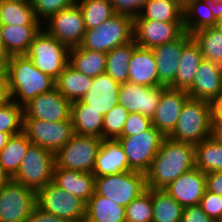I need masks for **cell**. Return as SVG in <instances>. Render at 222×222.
Masks as SVG:
<instances>
[{"instance_id":"obj_44","label":"cell","mask_w":222,"mask_h":222,"mask_svg":"<svg viewBox=\"0 0 222 222\" xmlns=\"http://www.w3.org/2000/svg\"><path fill=\"white\" fill-rule=\"evenodd\" d=\"M153 126L152 119L137 112H130L121 136L138 135Z\"/></svg>"},{"instance_id":"obj_59","label":"cell","mask_w":222,"mask_h":222,"mask_svg":"<svg viewBox=\"0 0 222 222\" xmlns=\"http://www.w3.org/2000/svg\"><path fill=\"white\" fill-rule=\"evenodd\" d=\"M0 50L3 51L2 24L0 23Z\"/></svg>"},{"instance_id":"obj_23","label":"cell","mask_w":222,"mask_h":222,"mask_svg":"<svg viewBox=\"0 0 222 222\" xmlns=\"http://www.w3.org/2000/svg\"><path fill=\"white\" fill-rule=\"evenodd\" d=\"M52 182L85 203L95 192V175L92 172H81L55 166Z\"/></svg>"},{"instance_id":"obj_48","label":"cell","mask_w":222,"mask_h":222,"mask_svg":"<svg viewBox=\"0 0 222 222\" xmlns=\"http://www.w3.org/2000/svg\"><path fill=\"white\" fill-rule=\"evenodd\" d=\"M24 222H69V221H67L64 218L58 217L54 214L48 213L36 205Z\"/></svg>"},{"instance_id":"obj_32","label":"cell","mask_w":222,"mask_h":222,"mask_svg":"<svg viewBox=\"0 0 222 222\" xmlns=\"http://www.w3.org/2000/svg\"><path fill=\"white\" fill-rule=\"evenodd\" d=\"M195 148V168L205 174L222 171V142L214 135L204 139Z\"/></svg>"},{"instance_id":"obj_13","label":"cell","mask_w":222,"mask_h":222,"mask_svg":"<svg viewBox=\"0 0 222 222\" xmlns=\"http://www.w3.org/2000/svg\"><path fill=\"white\" fill-rule=\"evenodd\" d=\"M184 22L133 19V40L137 46L154 48L177 40L185 33Z\"/></svg>"},{"instance_id":"obj_51","label":"cell","mask_w":222,"mask_h":222,"mask_svg":"<svg viewBox=\"0 0 222 222\" xmlns=\"http://www.w3.org/2000/svg\"><path fill=\"white\" fill-rule=\"evenodd\" d=\"M10 98L7 72H0V105L7 103Z\"/></svg>"},{"instance_id":"obj_36","label":"cell","mask_w":222,"mask_h":222,"mask_svg":"<svg viewBox=\"0 0 222 222\" xmlns=\"http://www.w3.org/2000/svg\"><path fill=\"white\" fill-rule=\"evenodd\" d=\"M152 222H181V206L165 189H152Z\"/></svg>"},{"instance_id":"obj_43","label":"cell","mask_w":222,"mask_h":222,"mask_svg":"<svg viewBox=\"0 0 222 222\" xmlns=\"http://www.w3.org/2000/svg\"><path fill=\"white\" fill-rule=\"evenodd\" d=\"M77 4V0H31V5L37 20H47L59 11Z\"/></svg>"},{"instance_id":"obj_38","label":"cell","mask_w":222,"mask_h":222,"mask_svg":"<svg viewBox=\"0 0 222 222\" xmlns=\"http://www.w3.org/2000/svg\"><path fill=\"white\" fill-rule=\"evenodd\" d=\"M191 35L199 45L203 59L222 66V32L212 26L199 29Z\"/></svg>"},{"instance_id":"obj_41","label":"cell","mask_w":222,"mask_h":222,"mask_svg":"<svg viewBox=\"0 0 222 222\" xmlns=\"http://www.w3.org/2000/svg\"><path fill=\"white\" fill-rule=\"evenodd\" d=\"M24 107L13 100L0 105V132L21 133L23 131Z\"/></svg>"},{"instance_id":"obj_50","label":"cell","mask_w":222,"mask_h":222,"mask_svg":"<svg viewBox=\"0 0 222 222\" xmlns=\"http://www.w3.org/2000/svg\"><path fill=\"white\" fill-rule=\"evenodd\" d=\"M211 109L213 126H222V93L211 102Z\"/></svg>"},{"instance_id":"obj_19","label":"cell","mask_w":222,"mask_h":222,"mask_svg":"<svg viewBox=\"0 0 222 222\" xmlns=\"http://www.w3.org/2000/svg\"><path fill=\"white\" fill-rule=\"evenodd\" d=\"M192 38L185 32L175 41L152 48L156 63L159 86L169 87L175 80L183 46Z\"/></svg>"},{"instance_id":"obj_3","label":"cell","mask_w":222,"mask_h":222,"mask_svg":"<svg viewBox=\"0 0 222 222\" xmlns=\"http://www.w3.org/2000/svg\"><path fill=\"white\" fill-rule=\"evenodd\" d=\"M212 135L211 102L189 98L182 108L175 129L168 137L195 145Z\"/></svg>"},{"instance_id":"obj_52","label":"cell","mask_w":222,"mask_h":222,"mask_svg":"<svg viewBox=\"0 0 222 222\" xmlns=\"http://www.w3.org/2000/svg\"><path fill=\"white\" fill-rule=\"evenodd\" d=\"M18 133H2L0 132V151L6 146L9 138Z\"/></svg>"},{"instance_id":"obj_28","label":"cell","mask_w":222,"mask_h":222,"mask_svg":"<svg viewBox=\"0 0 222 222\" xmlns=\"http://www.w3.org/2000/svg\"><path fill=\"white\" fill-rule=\"evenodd\" d=\"M84 222H126L125 207L94 192L86 203Z\"/></svg>"},{"instance_id":"obj_10","label":"cell","mask_w":222,"mask_h":222,"mask_svg":"<svg viewBox=\"0 0 222 222\" xmlns=\"http://www.w3.org/2000/svg\"><path fill=\"white\" fill-rule=\"evenodd\" d=\"M36 205L69 222H84L86 203L49 182L36 192Z\"/></svg>"},{"instance_id":"obj_18","label":"cell","mask_w":222,"mask_h":222,"mask_svg":"<svg viewBox=\"0 0 222 222\" xmlns=\"http://www.w3.org/2000/svg\"><path fill=\"white\" fill-rule=\"evenodd\" d=\"M164 189L183 207L199 205L206 190V174L193 168Z\"/></svg>"},{"instance_id":"obj_45","label":"cell","mask_w":222,"mask_h":222,"mask_svg":"<svg viewBox=\"0 0 222 222\" xmlns=\"http://www.w3.org/2000/svg\"><path fill=\"white\" fill-rule=\"evenodd\" d=\"M199 206L216 222L222 218V197L220 195L205 190Z\"/></svg>"},{"instance_id":"obj_47","label":"cell","mask_w":222,"mask_h":222,"mask_svg":"<svg viewBox=\"0 0 222 222\" xmlns=\"http://www.w3.org/2000/svg\"><path fill=\"white\" fill-rule=\"evenodd\" d=\"M181 222H216L209 217L199 205L183 208Z\"/></svg>"},{"instance_id":"obj_53","label":"cell","mask_w":222,"mask_h":222,"mask_svg":"<svg viewBox=\"0 0 222 222\" xmlns=\"http://www.w3.org/2000/svg\"><path fill=\"white\" fill-rule=\"evenodd\" d=\"M10 179V176L3 170V167L0 165V188H2Z\"/></svg>"},{"instance_id":"obj_6","label":"cell","mask_w":222,"mask_h":222,"mask_svg":"<svg viewBox=\"0 0 222 222\" xmlns=\"http://www.w3.org/2000/svg\"><path fill=\"white\" fill-rule=\"evenodd\" d=\"M54 167L55 154L48 149L31 144L17 173L11 179L37 192L53 181Z\"/></svg>"},{"instance_id":"obj_56","label":"cell","mask_w":222,"mask_h":222,"mask_svg":"<svg viewBox=\"0 0 222 222\" xmlns=\"http://www.w3.org/2000/svg\"><path fill=\"white\" fill-rule=\"evenodd\" d=\"M213 135L222 142V126H213Z\"/></svg>"},{"instance_id":"obj_21","label":"cell","mask_w":222,"mask_h":222,"mask_svg":"<svg viewBox=\"0 0 222 222\" xmlns=\"http://www.w3.org/2000/svg\"><path fill=\"white\" fill-rule=\"evenodd\" d=\"M120 84L106 72L93 78L90 89L82 101L103 116L119 104Z\"/></svg>"},{"instance_id":"obj_37","label":"cell","mask_w":222,"mask_h":222,"mask_svg":"<svg viewBox=\"0 0 222 222\" xmlns=\"http://www.w3.org/2000/svg\"><path fill=\"white\" fill-rule=\"evenodd\" d=\"M2 25H41L34 14L31 2L0 1Z\"/></svg>"},{"instance_id":"obj_8","label":"cell","mask_w":222,"mask_h":222,"mask_svg":"<svg viewBox=\"0 0 222 222\" xmlns=\"http://www.w3.org/2000/svg\"><path fill=\"white\" fill-rule=\"evenodd\" d=\"M102 138L74 133L71 140L55 153V166L81 172H92Z\"/></svg>"},{"instance_id":"obj_7","label":"cell","mask_w":222,"mask_h":222,"mask_svg":"<svg viewBox=\"0 0 222 222\" xmlns=\"http://www.w3.org/2000/svg\"><path fill=\"white\" fill-rule=\"evenodd\" d=\"M147 189L144 173L125 171L113 175L95 176V192L124 207Z\"/></svg>"},{"instance_id":"obj_20","label":"cell","mask_w":222,"mask_h":222,"mask_svg":"<svg viewBox=\"0 0 222 222\" xmlns=\"http://www.w3.org/2000/svg\"><path fill=\"white\" fill-rule=\"evenodd\" d=\"M221 84L222 66L203 59L191 87L186 92L190 98L212 102L220 94Z\"/></svg>"},{"instance_id":"obj_29","label":"cell","mask_w":222,"mask_h":222,"mask_svg":"<svg viewBox=\"0 0 222 222\" xmlns=\"http://www.w3.org/2000/svg\"><path fill=\"white\" fill-rule=\"evenodd\" d=\"M93 78L73 68L69 63L55 80V88L70 102L82 100Z\"/></svg>"},{"instance_id":"obj_17","label":"cell","mask_w":222,"mask_h":222,"mask_svg":"<svg viewBox=\"0 0 222 222\" xmlns=\"http://www.w3.org/2000/svg\"><path fill=\"white\" fill-rule=\"evenodd\" d=\"M161 98V86L148 87L131 82L120 84L119 104L128 112L153 118Z\"/></svg>"},{"instance_id":"obj_4","label":"cell","mask_w":222,"mask_h":222,"mask_svg":"<svg viewBox=\"0 0 222 222\" xmlns=\"http://www.w3.org/2000/svg\"><path fill=\"white\" fill-rule=\"evenodd\" d=\"M133 41V17L115 13L101 25L86 30L81 47L107 53Z\"/></svg>"},{"instance_id":"obj_2","label":"cell","mask_w":222,"mask_h":222,"mask_svg":"<svg viewBox=\"0 0 222 222\" xmlns=\"http://www.w3.org/2000/svg\"><path fill=\"white\" fill-rule=\"evenodd\" d=\"M6 72L10 98L21 106L55 88V80L35 67L26 55L7 57Z\"/></svg>"},{"instance_id":"obj_42","label":"cell","mask_w":222,"mask_h":222,"mask_svg":"<svg viewBox=\"0 0 222 222\" xmlns=\"http://www.w3.org/2000/svg\"><path fill=\"white\" fill-rule=\"evenodd\" d=\"M129 113L120 104L106 113L103 118V139H118L123 132Z\"/></svg>"},{"instance_id":"obj_33","label":"cell","mask_w":222,"mask_h":222,"mask_svg":"<svg viewBox=\"0 0 222 222\" xmlns=\"http://www.w3.org/2000/svg\"><path fill=\"white\" fill-rule=\"evenodd\" d=\"M133 19L184 22L183 7L176 0H148Z\"/></svg>"},{"instance_id":"obj_12","label":"cell","mask_w":222,"mask_h":222,"mask_svg":"<svg viewBox=\"0 0 222 222\" xmlns=\"http://www.w3.org/2000/svg\"><path fill=\"white\" fill-rule=\"evenodd\" d=\"M36 206V191L10 179L0 188V222H24Z\"/></svg>"},{"instance_id":"obj_34","label":"cell","mask_w":222,"mask_h":222,"mask_svg":"<svg viewBox=\"0 0 222 222\" xmlns=\"http://www.w3.org/2000/svg\"><path fill=\"white\" fill-rule=\"evenodd\" d=\"M31 144L26 135L21 132L12 135L6 146L0 151V165L10 178L17 173L21 161Z\"/></svg>"},{"instance_id":"obj_54","label":"cell","mask_w":222,"mask_h":222,"mask_svg":"<svg viewBox=\"0 0 222 222\" xmlns=\"http://www.w3.org/2000/svg\"><path fill=\"white\" fill-rule=\"evenodd\" d=\"M7 65V56L4 54L2 50H0V72L6 71Z\"/></svg>"},{"instance_id":"obj_15","label":"cell","mask_w":222,"mask_h":222,"mask_svg":"<svg viewBox=\"0 0 222 222\" xmlns=\"http://www.w3.org/2000/svg\"><path fill=\"white\" fill-rule=\"evenodd\" d=\"M24 118H33L47 122L70 119L71 102L56 88L30 100L24 106Z\"/></svg>"},{"instance_id":"obj_5","label":"cell","mask_w":222,"mask_h":222,"mask_svg":"<svg viewBox=\"0 0 222 222\" xmlns=\"http://www.w3.org/2000/svg\"><path fill=\"white\" fill-rule=\"evenodd\" d=\"M42 28L26 56L41 72L56 80L69 63V48Z\"/></svg>"},{"instance_id":"obj_31","label":"cell","mask_w":222,"mask_h":222,"mask_svg":"<svg viewBox=\"0 0 222 222\" xmlns=\"http://www.w3.org/2000/svg\"><path fill=\"white\" fill-rule=\"evenodd\" d=\"M106 57L107 53L86 50L81 46L69 49V64L92 78L106 72Z\"/></svg>"},{"instance_id":"obj_57","label":"cell","mask_w":222,"mask_h":222,"mask_svg":"<svg viewBox=\"0 0 222 222\" xmlns=\"http://www.w3.org/2000/svg\"><path fill=\"white\" fill-rule=\"evenodd\" d=\"M183 8H185L193 0H176Z\"/></svg>"},{"instance_id":"obj_11","label":"cell","mask_w":222,"mask_h":222,"mask_svg":"<svg viewBox=\"0 0 222 222\" xmlns=\"http://www.w3.org/2000/svg\"><path fill=\"white\" fill-rule=\"evenodd\" d=\"M22 132L32 144L48 149L55 154L71 140L74 129L71 118L58 122L23 118Z\"/></svg>"},{"instance_id":"obj_60","label":"cell","mask_w":222,"mask_h":222,"mask_svg":"<svg viewBox=\"0 0 222 222\" xmlns=\"http://www.w3.org/2000/svg\"><path fill=\"white\" fill-rule=\"evenodd\" d=\"M0 1L31 2V0H0Z\"/></svg>"},{"instance_id":"obj_24","label":"cell","mask_w":222,"mask_h":222,"mask_svg":"<svg viewBox=\"0 0 222 222\" xmlns=\"http://www.w3.org/2000/svg\"><path fill=\"white\" fill-rule=\"evenodd\" d=\"M128 82L148 87L159 86L157 63L152 49L135 44L129 63Z\"/></svg>"},{"instance_id":"obj_1","label":"cell","mask_w":222,"mask_h":222,"mask_svg":"<svg viewBox=\"0 0 222 222\" xmlns=\"http://www.w3.org/2000/svg\"><path fill=\"white\" fill-rule=\"evenodd\" d=\"M195 168L193 144L165 137L146 173L147 188L164 189L183 173Z\"/></svg>"},{"instance_id":"obj_25","label":"cell","mask_w":222,"mask_h":222,"mask_svg":"<svg viewBox=\"0 0 222 222\" xmlns=\"http://www.w3.org/2000/svg\"><path fill=\"white\" fill-rule=\"evenodd\" d=\"M41 25H2L3 52L12 55H26Z\"/></svg>"},{"instance_id":"obj_27","label":"cell","mask_w":222,"mask_h":222,"mask_svg":"<svg viewBox=\"0 0 222 222\" xmlns=\"http://www.w3.org/2000/svg\"><path fill=\"white\" fill-rule=\"evenodd\" d=\"M202 60L201 49L194 39L191 38L183 46L175 80L169 87L187 91L192 85L197 68Z\"/></svg>"},{"instance_id":"obj_35","label":"cell","mask_w":222,"mask_h":222,"mask_svg":"<svg viewBox=\"0 0 222 222\" xmlns=\"http://www.w3.org/2000/svg\"><path fill=\"white\" fill-rule=\"evenodd\" d=\"M135 50V41L115 47L107 52L106 73L117 83L128 82V69L131 56Z\"/></svg>"},{"instance_id":"obj_22","label":"cell","mask_w":222,"mask_h":222,"mask_svg":"<svg viewBox=\"0 0 222 222\" xmlns=\"http://www.w3.org/2000/svg\"><path fill=\"white\" fill-rule=\"evenodd\" d=\"M130 171L124 148L118 139H103L92 173L106 176Z\"/></svg>"},{"instance_id":"obj_9","label":"cell","mask_w":222,"mask_h":222,"mask_svg":"<svg viewBox=\"0 0 222 222\" xmlns=\"http://www.w3.org/2000/svg\"><path fill=\"white\" fill-rule=\"evenodd\" d=\"M165 136L152 126L138 135L118 138L127 156L130 171L146 174Z\"/></svg>"},{"instance_id":"obj_39","label":"cell","mask_w":222,"mask_h":222,"mask_svg":"<svg viewBox=\"0 0 222 222\" xmlns=\"http://www.w3.org/2000/svg\"><path fill=\"white\" fill-rule=\"evenodd\" d=\"M86 30L101 25L116 12L110 0H77Z\"/></svg>"},{"instance_id":"obj_46","label":"cell","mask_w":222,"mask_h":222,"mask_svg":"<svg viewBox=\"0 0 222 222\" xmlns=\"http://www.w3.org/2000/svg\"><path fill=\"white\" fill-rule=\"evenodd\" d=\"M148 0H110L116 13L136 17Z\"/></svg>"},{"instance_id":"obj_49","label":"cell","mask_w":222,"mask_h":222,"mask_svg":"<svg viewBox=\"0 0 222 222\" xmlns=\"http://www.w3.org/2000/svg\"><path fill=\"white\" fill-rule=\"evenodd\" d=\"M206 190L222 197V171L206 174Z\"/></svg>"},{"instance_id":"obj_16","label":"cell","mask_w":222,"mask_h":222,"mask_svg":"<svg viewBox=\"0 0 222 222\" xmlns=\"http://www.w3.org/2000/svg\"><path fill=\"white\" fill-rule=\"evenodd\" d=\"M189 98L185 90L161 86V98L152 118V124L165 137L175 129L182 108Z\"/></svg>"},{"instance_id":"obj_30","label":"cell","mask_w":222,"mask_h":222,"mask_svg":"<svg viewBox=\"0 0 222 222\" xmlns=\"http://www.w3.org/2000/svg\"><path fill=\"white\" fill-rule=\"evenodd\" d=\"M203 5L205 11L203 10ZM218 8L208 0H193L190 2L183 8L185 31L192 34L199 29L215 26Z\"/></svg>"},{"instance_id":"obj_14","label":"cell","mask_w":222,"mask_h":222,"mask_svg":"<svg viewBox=\"0 0 222 222\" xmlns=\"http://www.w3.org/2000/svg\"><path fill=\"white\" fill-rule=\"evenodd\" d=\"M48 30L52 37L66 45L69 49L80 46L86 32L80 7L76 4L63 9L48 19Z\"/></svg>"},{"instance_id":"obj_55","label":"cell","mask_w":222,"mask_h":222,"mask_svg":"<svg viewBox=\"0 0 222 222\" xmlns=\"http://www.w3.org/2000/svg\"><path fill=\"white\" fill-rule=\"evenodd\" d=\"M214 27L222 32V6L218 8L217 20Z\"/></svg>"},{"instance_id":"obj_58","label":"cell","mask_w":222,"mask_h":222,"mask_svg":"<svg viewBox=\"0 0 222 222\" xmlns=\"http://www.w3.org/2000/svg\"><path fill=\"white\" fill-rule=\"evenodd\" d=\"M210 1L213 5H216L217 7L222 6V0H208Z\"/></svg>"},{"instance_id":"obj_26","label":"cell","mask_w":222,"mask_h":222,"mask_svg":"<svg viewBox=\"0 0 222 222\" xmlns=\"http://www.w3.org/2000/svg\"><path fill=\"white\" fill-rule=\"evenodd\" d=\"M72 125L74 133L103 139L104 116L95 109L89 108L82 100L71 102Z\"/></svg>"},{"instance_id":"obj_40","label":"cell","mask_w":222,"mask_h":222,"mask_svg":"<svg viewBox=\"0 0 222 222\" xmlns=\"http://www.w3.org/2000/svg\"><path fill=\"white\" fill-rule=\"evenodd\" d=\"M125 218L126 222H152V189L148 188L125 207Z\"/></svg>"}]
</instances>
